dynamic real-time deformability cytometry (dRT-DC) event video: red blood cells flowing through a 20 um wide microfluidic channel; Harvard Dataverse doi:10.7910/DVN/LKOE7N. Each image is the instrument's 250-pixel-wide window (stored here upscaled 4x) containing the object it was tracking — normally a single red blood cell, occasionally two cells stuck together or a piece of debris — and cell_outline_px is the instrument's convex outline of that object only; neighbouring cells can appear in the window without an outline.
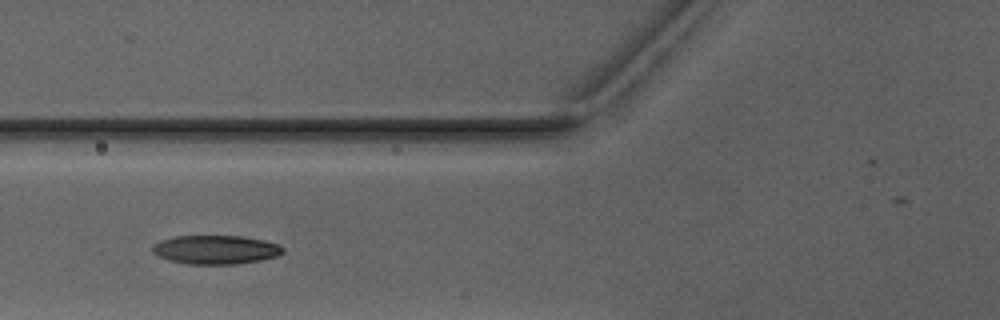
{"species": "Egyptian fruit bat (a non-hibernating species)", "species_latin": "Rousettus aegyptiacus", "temperature_condition": "warm", "stored_images_in_passage": 2, "camera_frame_rate_fps": 3000, "um_per_image_px": 0.085, "animal": {"sex": "male"}, "frame": {"image": 1, "passage_image": 2, "time_ms": 1.333, "image_size_px": [1000, 320], "cell_outline_px": [[284, 252], [276, 256], [260, 260], [236, 264], [188, 264], [168, 260], [152, 252], [152, 244], [160, 240], [176, 236], [240, 236], [264, 240], [280, 244], [284, 248]], "centroid_in_image_um": [18.33, 21.22], "position_along_channel_um": 107.5, "area_um2": 21.96}}